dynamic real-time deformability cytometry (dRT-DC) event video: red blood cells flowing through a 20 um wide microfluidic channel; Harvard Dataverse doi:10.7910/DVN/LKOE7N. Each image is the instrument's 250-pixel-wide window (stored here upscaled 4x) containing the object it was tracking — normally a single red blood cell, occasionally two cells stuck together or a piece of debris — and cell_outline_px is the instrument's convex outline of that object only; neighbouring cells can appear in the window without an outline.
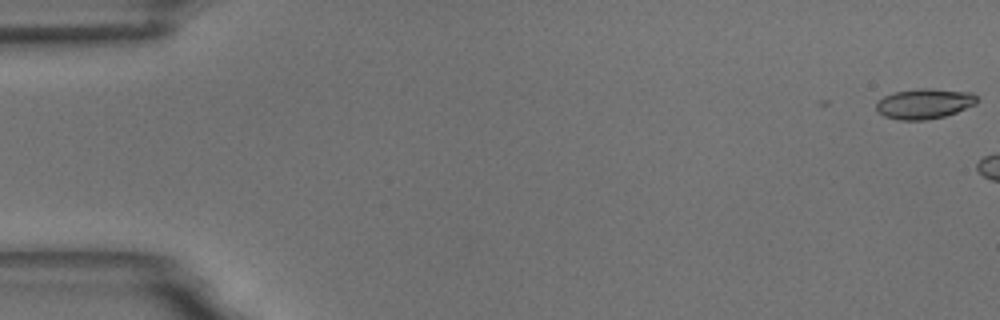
{"species": "common noctule bat (a hibernating species)", "species_latin": "Nyctalus noctula", "temperature_condition": "room temperature", "stored_images_in_passage": 3, "camera_frame_rate_fps": 3000, "um_per_image_px": 0.085, "animal": {"sex": "male", "body_mass_g": 18.8}, "frame": {"image": 1, "passage_image": 1, "time_ms": 0.0, "image_size_px": [1000, 320], "cell_outline_px": [[980, 100], [976, 104], [956, 112], [944, 116], [924, 120], [900, 120], [884, 116], [876, 108], [876, 104], [884, 96], [896, 92], [920, 88], [932, 88], [972, 92]], "centroid_in_image_um": [78.62, 8.8], "position_along_channel_um": 6.4, "area_um2": 17.69}}